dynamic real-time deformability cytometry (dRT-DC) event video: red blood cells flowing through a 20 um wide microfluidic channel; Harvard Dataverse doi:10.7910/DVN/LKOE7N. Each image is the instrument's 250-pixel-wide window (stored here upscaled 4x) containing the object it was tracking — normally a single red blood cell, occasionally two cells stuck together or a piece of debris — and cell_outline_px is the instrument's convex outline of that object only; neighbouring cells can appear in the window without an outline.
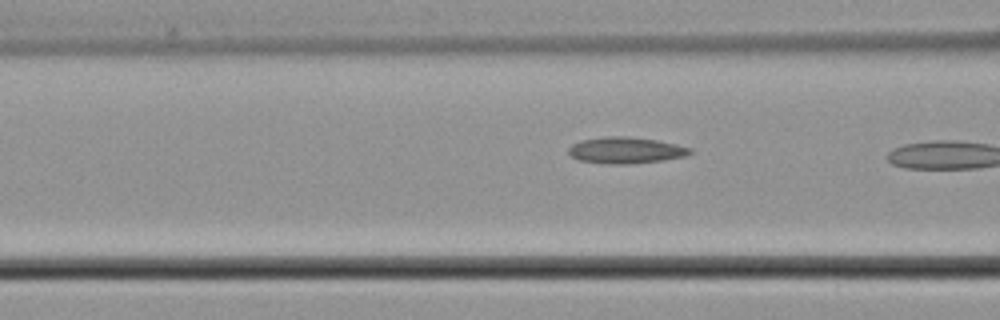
{"species": "common noctule bat (a hibernating species)", "species_latin": "Nyctalus noctula", "temperature_condition": "cold", "stored_images_in_passage": 8, "camera_frame_rate_fps": 3000, "um_per_image_px": 0.085, "animal": {"sex": "male", "body_mass_g": 21.5, "forearm_length_mm": 52.0}, "frame": {"image": 1, "passage_image": 7, "time_ms": 8.333, "image_size_px": [1000, 320], "cell_outline_px": [[692, 152], [684, 156], [660, 160], [628, 164], [612, 164], [580, 160], [572, 156], [568, 152], [568, 148], [572, 144], [580, 140], [604, 136], [628, 136], [656, 140], [676, 144], [692, 148]], "centroid_in_image_um": [53.16, 12.75], "position_along_channel_um": 113.4, "area_um2": 18.5}}